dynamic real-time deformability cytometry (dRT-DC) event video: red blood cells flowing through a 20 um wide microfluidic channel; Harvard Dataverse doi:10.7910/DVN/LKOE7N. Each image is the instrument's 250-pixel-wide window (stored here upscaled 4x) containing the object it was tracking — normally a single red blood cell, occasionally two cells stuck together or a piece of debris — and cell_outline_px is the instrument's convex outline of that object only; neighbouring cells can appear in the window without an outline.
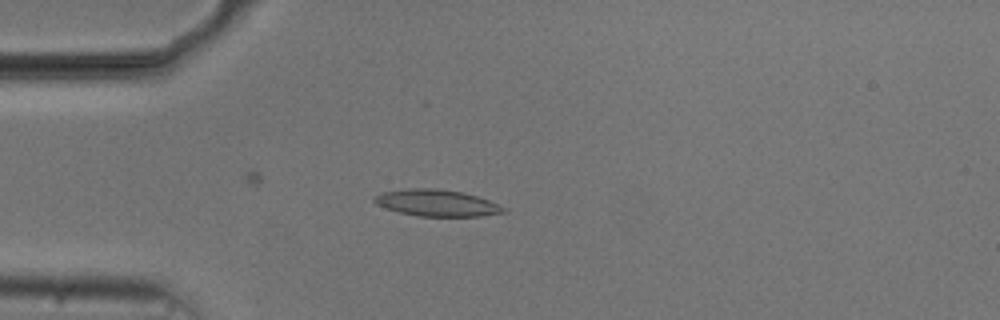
{"species": "common noctule bat (a hibernating species)", "species_latin": "Nyctalus noctula", "temperature_condition": "cold", "stored_images_in_passage": 53, "camera_frame_rate_fps": 3000, "um_per_image_px": 0.085, "animal": {"sex": "male", "body_mass_g": 20.5, "forearm_length_mm": 52.5}, "frame": {"image": 1, "passage_image": 13, "time_ms": 4.0, "image_size_px": [1000, 320], "cell_outline_px": [[508, 212], [484, 216], [420, 216], [400, 212], [376, 204], [372, 200], [372, 196], [380, 192], [408, 188], [436, 188], [460, 192], [476, 196], [488, 200], [508, 208]], "centroid_in_image_um": [37.13, 17.25], "position_along_channel_um": 47.9, "area_um2": 20.11}}
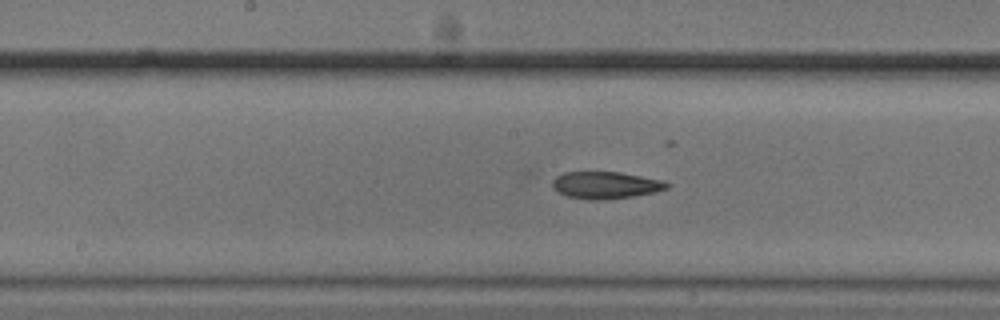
{"frame": {"image": 2, "passage_image": 26, "time_ms": 8.333, "image_size_px": [1000, 320], "cell_outline_px": [[668, 188], [656, 192], [632, 196], [600, 200], [588, 200], [568, 196], [552, 188], [552, 180], [556, 176], [564, 172], [620, 172], [664, 180], [668, 184]], "centroid_in_image_um": [51.47, 15.73], "position_along_channel_um": 196.7, "area_um2": 18.03}}
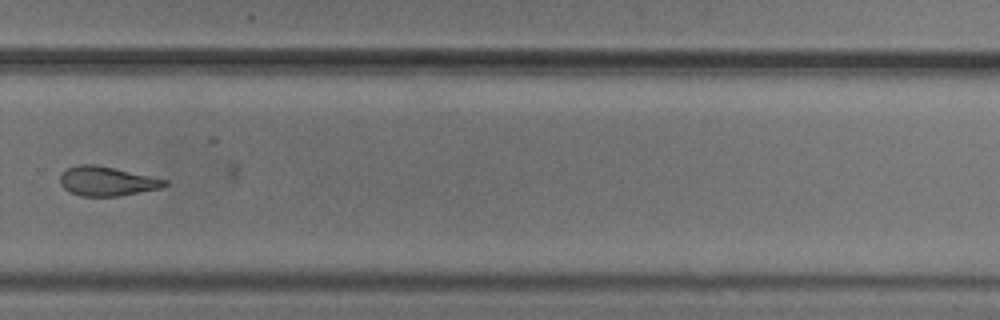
{"frame": {"image": 3, "passage_image": 36, "time_ms": 11.667, "image_size_px": [1000, 320], "cell_outline_px": [[168, 184], [160, 188], [116, 196], [80, 196], [68, 192], [60, 184], [60, 172], [76, 164], [96, 164], [168, 180]], "centroid_in_image_um": [9.02, 15.39], "position_along_channel_um": 320.8, "area_um2": 17.86}}